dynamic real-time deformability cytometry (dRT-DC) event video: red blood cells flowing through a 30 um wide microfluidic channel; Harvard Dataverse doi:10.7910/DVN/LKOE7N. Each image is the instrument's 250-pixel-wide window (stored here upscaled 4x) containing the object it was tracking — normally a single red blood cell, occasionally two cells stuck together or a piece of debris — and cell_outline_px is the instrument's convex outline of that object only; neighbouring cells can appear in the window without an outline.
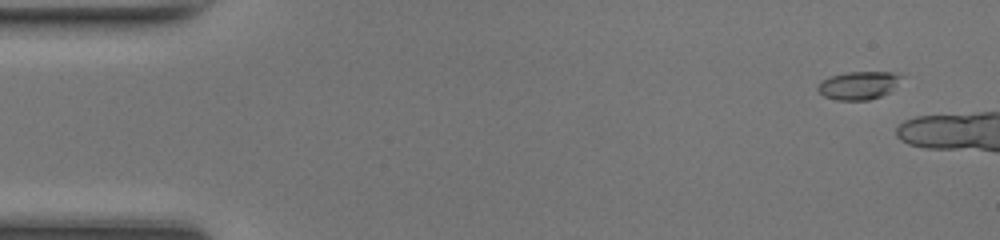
{"species": "common noctule bat (a hibernating species)", "species_latin": "Nyctalus noctula", "temperature_condition": "room temperature", "stored_images_in_passage": 7, "camera_frame_rate_fps": 3000, "um_per_image_px": 0.085, "animal": {"sex": "female", "body_mass_g": 17.0, "forearm_length_mm": 48.0}, "frame": {"image": 1, "passage_image": 3, "time_ms": 0.667, "image_size_px": [1000, 240], "cell_outline_px": [[904, 76], [888, 92], [880, 96], [868, 100], [836, 100], [824, 96], [816, 88], [816, 84], [820, 80], [828, 76], [848, 72], [892, 72]], "centroid_in_image_um": [72.91, 7.25], "position_along_channel_um": 12.1, "area_um2": 13.7}}